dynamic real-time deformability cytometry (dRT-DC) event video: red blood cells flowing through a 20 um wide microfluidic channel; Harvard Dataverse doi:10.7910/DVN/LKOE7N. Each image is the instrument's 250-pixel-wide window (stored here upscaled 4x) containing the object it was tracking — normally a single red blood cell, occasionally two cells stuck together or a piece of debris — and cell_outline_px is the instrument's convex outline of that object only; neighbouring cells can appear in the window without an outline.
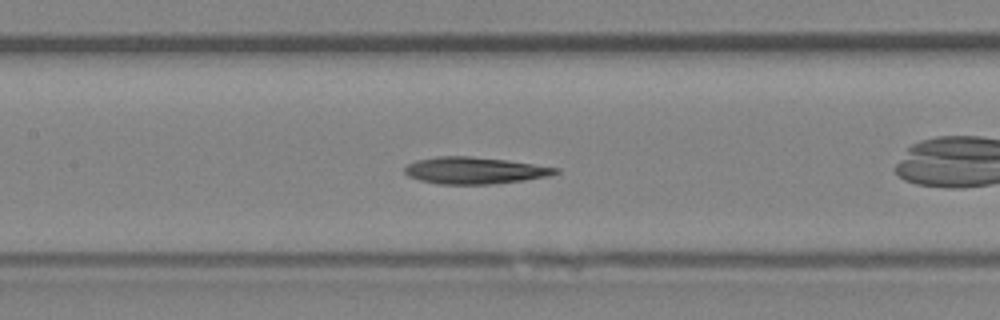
{"species": "Egyptian fruit bat (a non-hibernating species)", "species_latin": "Rousettus aegyptiacus", "temperature_condition": "room temperature", "stored_images_in_passage": 28, "camera_frame_rate_fps": 3000, "um_per_image_px": 0.085, "animal": {"sex": "female"}, "frame": {"image": 1, "passage_image": 9, "time_ms": 2.667, "image_size_px": [1000, 320], "cell_outline_px": [[560, 172], [548, 176], [524, 180], [492, 184], [436, 184], [420, 180], [408, 176], [404, 172], [404, 168], [408, 164], [416, 160], [440, 156], [468, 156], [504, 160], [560, 168]], "centroid_in_image_um": [40.32, 14.5], "position_along_channel_um": 167.1, "area_um2": 23.41}, "authors_computed_cell_mechanics": {"area_um2": 23.4668, "velocity_mm_per_s": 4.209, "shape_relaxation_time_tau1_ms": 5.6437, "shape_relaxation_time_tau2_ms": 6.5707, "deformation_change_tau1": 0.1877, "deformation_change_tau2": 0.1647}}